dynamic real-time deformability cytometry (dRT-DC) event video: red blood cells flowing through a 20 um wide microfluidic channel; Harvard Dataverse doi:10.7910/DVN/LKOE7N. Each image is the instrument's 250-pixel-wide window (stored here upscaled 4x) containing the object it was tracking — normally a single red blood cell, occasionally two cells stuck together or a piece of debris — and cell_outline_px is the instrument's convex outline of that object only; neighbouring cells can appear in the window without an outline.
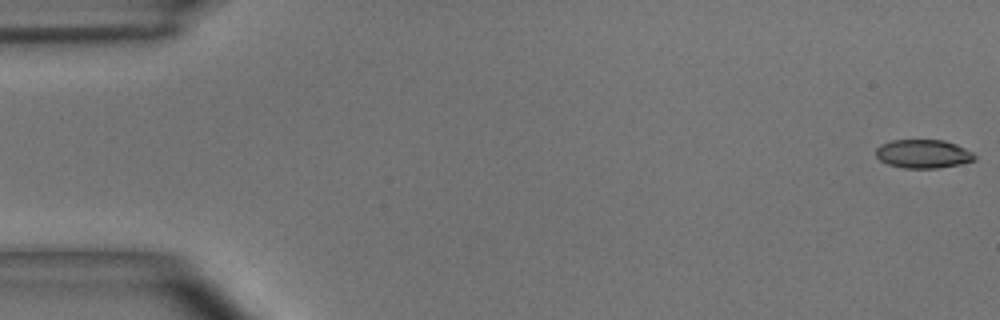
{"species": "common noctule bat (a hibernating species)", "species_latin": "Nyctalus noctula", "temperature_condition": "room temperature", "stored_images_in_passage": 4, "camera_frame_rate_fps": 3000, "um_per_image_px": 0.085, "animal": {"sex": "male", "body_mass_g": 15.6}, "frame": {"image": 1, "passage_image": 1, "time_ms": 0.0, "image_size_px": [1000, 320], "cell_outline_px": [[976, 160], [960, 164], [936, 168], [904, 168], [888, 164], [880, 160], [876, 156], [876, 148], [880, 144], [892, 140], [944, 140], [956, 144], [972, 152], [976, 156]], "centroid_in_image_um": [78.47, 13.07], "position_along_channel_um": 6.5, "area_um2": 16.47}}